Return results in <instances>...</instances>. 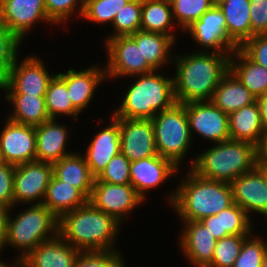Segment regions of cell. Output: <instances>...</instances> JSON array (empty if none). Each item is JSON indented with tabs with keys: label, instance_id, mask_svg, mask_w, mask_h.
Returning <instances> with one entry per match:
<instances>
[{
	"label": "cell",
	"instance_id": "36",
	"mask_svg": "<svg viewBox=\"0 0 267 267\" xmlns=\"http://www.w3.org/2000/svg\"><path fill=\"white\" fill-rule=\"evenodd\" d=\"M142 18V0H131L123 7L116 15L112 27L113 32L109 37H106L107 41L110 38L118 36H130L140 30Z\"/></svg>",
	"mask_w": 267,
	"mask_h": 267
},
{
	"label": "cell",
	"instance_id": "28",
	"mask_svg": "<svg viewBox=\"0 0 267 267\" xmlns=\"http://www.w3.org/2000/svg\"><path fill=\"white\" fill-rule=\"evenodd\" d=\"M256 101V97L229 70L221 79L211 102L229 114Z\"/></svg>",
	"mask_w": 267,
	"mask_h": 267
},
{
	"label": "cell",
	"instance_id": "30",
	"mask_svg": "<svg viewBox=\"0 0 267 267\" xmlns=\"http://www.w3.org/2000/svg\"><path fill=\"white\" fill-rule=\"evenodd\" d=\"M229 70L256 98L267 94V69L250 60L239 48L230 56Z\"/></svg>",
	"mask_w": 267,
	"mask_h": 267
},
{
	"label": "cell",
	"instance_id": "54",
	"mask_svg": "<svg viewBox=\"0 0 267 267\" xmlns=\"http://www.w3.org/2000/svg\"><path fill=\"white\" fill-rule=\"evenodd\" d=\"M7 1H9V0H0V7H1L3 4H5Z\"/></svg>",
	"mask_w": 267,
	"mask_h": 267
},
{
	"label": "cell",
	"instance_id": "53",
	"mask_svg": "<svg viewBox=\"0 0 267 267\" xmlns=\"http://www.w3.org/2000/svg\"><path fill=\"white\" fill-rule=\"evenodd\" d=\"M3 251H4V247L0 244V255H1V252H3ZM4 264H5V262L2 261L1 258H0V267L3 266Z\"/></svg>",
	"mask_w": 267,
	"mask_h": 267
},
{
	"label": "cell",
	"instance_id": "34",
	"mask_svg": "<svg viewBox=\"0 0 267 267\" xmlns=\"http://www.w3.org/2000/svg\"><path fill=\"white\" fill-rule=\"evenodd\" d=\"M69 97L66 83L56 74L45 94L46 109L50 119H58L57 115L58 117L66 115L77 120L80 112L73 106Z\"/></svg>",
	"mask_w": 267,
	"mask_h": 267
},
{
	"label": "cell",
	"instance_id": "51",
	"mask_svg": "<svg viewBox=\"0 0 267 267\" xmlns=\"http://www.w3.org/2000/svg\"><path fill=\"white\" fill-rule=\"evenodd\" d=\"M263 173L267 183V166H257Z\"/></svg>",
	"mask_w": 267,
	"mask_h": 267
},
{
	"label": "cell",
	"instance_id": "37",
	"mask_svg": "<svg viewBox=\"0 0 267 267\" xmlns=\"http://www.w3.org/2000/svg\"><path fill=\"white\" fill-rule=\"evenodd\" d=\"M174 21L181 31L186 30L215 3L213 0H169Z\"/></svg>",
	"mask_w": 267,
	"mask_h": 267
},
{
	"label": "cell",
	"instance_id": "29",
	"mask_svg": "<svg viewBox=\"0 0 267 267\" xmlns=\"http://www.w3.org/2000/svg\"><path fill=\"white\" fill-rule=\"evenodd\" d=\"M130 37L141 47L142 55L154 70L161 71V68L165 67L167 63L169 64V61H173L174 56H172L171 50L176 42L169 36L139 30Z\"/></svg>",
	"mask_w": 267,
	"mask_h": 267
},
{
	"label": "cell",
	"instance_id": "7",
	"mask_svg": "<svg viewBox=\"0 0 267 267\" xmlns=\"http://www.w3.org/2000/svg\"><path fill=\"white\" fill-rule=\"evenodd\" d=\"M151 121L158 155L180 168L193 142L185 105L175 103L171 108L157 113Z\"/></svg>",
	"mask_w": 267,
	"mask_h": 267
},
{
	"label": "cell",
	"instance_id": "21",
	"mask_svg": "<svg viewBox=\"0 0 267 267\" xmlns=\"http://www.w3.org/2000/svg\"><path fill=\"white\" fill-rule=\"evenodd\" d=\"M109 119H111L109 125L98 131L84 154L86 163L95 178L101 174L112 157L120 153L119 122L113 115Z\"/></svg>",
	"mask_w": 267,
	"mask_h": 267
},
{
	"label": "cell",
	"instance_id": "22",
	"mask_svg": "<svg viewBox=\"0 0 267 267\" xmlns=\"http://www.w3.org/2000/svg\"><path fill=\"white\" fill-rule=\"evenodd\" d=\"M80 253V250L57 234L40 243L21 261L27 267H74Z\"/></svg>",
	"mask_w": 267,
	"mask_h": 267
},
{
	"label": "cell",
	"instance_id": "46",
	"mask_svg": "<svg viewBox=\"0 0 267 267\" xmlns=\"http://www.w3.org/2000/svg\"><path fill=\"white\" fill-rule=\"evenodd\" d=\"M251 38L267 33V0H250Z\"/></svg>",
	"mask_w": 267,
	"mask_h": 267
},
{
	"label": "cell",
	"instance_id": "26",
	"mask_svg": "<svg viewBox=\"0 0 267 267\" xmlns=\"http://www.w3.org/2000/svg\"><path fill=\"white\" fill-rule=\"evenodd\" d=\"M82 153H71L52 163L53 175L69 185L80 189L88 198L92 193L95 177L92 175Z\"/></svg>",
	"mask_w": 267,
	"mask_h": 267
},
{
	"label": "cell",
	"instance_id": "24",
	"mask_svg": "<svg viewBox=\"0 0 267 267\" xmlns=\"http://www.w3.org/2000/svg\"><path fill=\"white\" fill-rule=\"evenodd\" d=\"M200 221L217 240L229 235H251L254 233L253 221L236 203L223 209L218 214L207 216Z\"/></svg>",
	"mask_w": 267,
	"mask_h": 267
},
{
	"label": "cell",
	"instance_id": "27",
	"mask_svg": "<svg viewBox=\"0 0 267 267\" xmlns=\"http://www.w3.org/2000/svg\"><path fill=\"white\" fill-rule=\"evenodd\" d=\"M88 202L89 198L80 189L52 175L42 204L59 219L64 213Z\"/></svg>",
	"mask_w": 267,
	"mask_h": 267
},
{
	"label": "cell",
	"instance_id": "38",
	"mask_svg": "<svg viewBox=\"0 0 267 267\" xmlns=\"http://www.w3.org/2000/svg\"><path fill=\"white\" fill-rule=\"evenodd\" d=\"M131 0H86L82 19L98 24L112 25L118 12Z\"/></svg>",
	"mask_w": 267,
	"mask_h": 267
},
{
	"label": "cell",
	"instance_id": "55",
	"mask_svg": "<svg viewBox=\"0 0 267 267\" xmlns=\"http://www.w3.org/2000/svg\"><path fill=\"white\" fill-rule=\"evenodd\" d=\"M221 0H213L215 4L219 3Z\"/></svg>",
	"mask_w": 267,
	"mask_h": 267
},
{
	"label": "cell",
	"instance_id": "19",
	"mask_svg": "<svg viewBox=\"0 0 267 267\" xmlns=\"http://www.w3.org/2000/svg\"><path fill=\"white\" fill-rule=\"evenodd\" d=\"M233 202L250 217L254 213L267 218V183L264 173L256 166L238 176L232 183Z\"/></svg>",
	"mask_w": 267,
	"mask_h": 267
},
{
	"label": "cell",
	"instance_id": "10",
	"mask_svg": "<svg viewBox=\"0 0 267 267\" xmlns=\"http://www.w3.org/2000/svg\"><path fill=\"white\" fill-rule=\"evenodd\" d=\"M89 202L123 225L127 215L145 201L131 184H110L95 178Z\"/></svg>",
	"mask_w": 267,
	"mask_h": 267
},
{
	"label": "cell",
	"instance_id": "9",
	"mask_svg": "<svg viewBox=\"0 0 267 267\" xmlns=\"http://www.w3.org/2000/svg\"><path fill=\"white\" fill-rule=\"evenodd\" d=\"M185 32L202 48L198 51L233 53L239 47L229 38L226 20L221 8L214 4L199 20L194 21Z\"/></svg>",
	"mask_w": 267,
	"mask_h": 267
},
{
	"label": "cell",
	"instance_id": "50",
	"mask_svg": "<svg viewBox=\"0 0 267 267\" xmlns=\"http://www.w3.org/2000/svg\"><path fill=\"white\" fill-rule=\"evenodd\" d=\"M8 264L9 262L5 263L4 267H27L21 260L14 261L13 266H11L12 264H9V265Z\"/></svg>",
	"mask_w": 267,
	"mask_h": 267
},
{
	"label": "cell",
	"instance_id": "35",
	"mask_svg": "<svg viewBox=\"0 0 267 267\" xmlns=\"http://www.w3.org/2000/svg\"><path fill=\"white\" fill-rule=\"evenodd\" d=\"M22 41L0 21V89L8 83Z\"/></svg>",
	"mask_w": 267,
	"mask_h": 267
},
{
	"label": "cell",
	"instance_id": "18",
	"mask_svg": "<svg viewBox=\"0 0 267 267\" xmlns=\"http://www.w3.org/2000/svg\"><path fill=\"white\" fill-rule=\"evenodd\" d=\"M180 252L193 267H207L214 255L217 239L201 221H181Z\"/></svg>",
	"mask_w": 267,
	"mask_h": 267
},
{
	"label": "cell",
	"instance_id": "12",
	"mask_svg": "<svg viewBox=\"0 0 267 267\" xmlns=\"http://www.w3.org/2000/svg\"><path fill=\"white\" fill-rule=\"evenodd\" d=\"M52 175L53 167L49 162L35 160L16 165L14 207L24 203L42 204Z\"/></svg>",
	"mask_w": 267,
	"mask_h": 267
},
{
	"label": "cell",
	"instance_id": "5",
	"mask_svg": "<svg viewBox=\"0 0 267 267\" xmlns=\"http://www.w3.org/2000/svg\"><path fill=\"white\" fill-rule=\"evenodd\" d=\"M158 72L133 76L136 80L126 89L120 107L112 115L115 118L151 120L157 113L171 108L176 103L173 77Z\"/></svg>",
	"mask_w": 267,
	"mask_h": 267
},
{
	"label": "cell",
	"instance_id": "33",
	"mask_svg": "<svg viewBox=\"0 0 267 267\" xmlns=\"http://www.w3.org/2000/svg\"><path fill=\"white\" fill-rule=\"evenodd\" d=\"M175 21L169 0H142L140 30L162 33L176 42V34L171 32Z\"/></svg>",
	"mask_w": 267,
	"mask_h": 267
},
{
	"label": "cell",
	"instance_id": "17",
	"mask_svg": "<svg viewBox=\"0 0 267 267\" xmlns=\"http://www.w3.org/2000/svg\"><path fill=\"white\" fill-rule=\"evenodd\" d=\"M179 168L160 155L143 158L130 163V184L145 201L146 192L155 189L176 175Z\"/></svg>",
	"mask_w": 267,
	"mask_h": 267
},
{
	"label": "cell",
	"instance_id": "3",
	"mask_svg": "<svg viewBox=\"0 0 267 267\" xmlns=\"http://www.w3.org/2000/svg\"><path fill=\"white\" fill-rule=\"evenodd\" d=\"M121 226L88 202L59 218L58 234L81 252L111 251L117 250L115 241Z\"/></svg>",
	"mask_w": 267,
	"mask_h": 267
},
{
	"label": "cell",
	"instance_id": "1",
	"mask_svg": "<svg viewBox=\"0 0 267 267\" xmlns=\"http://www.w3.org/2000/svg\"><path fill=\"white\" fill-rule=\"evenodd\" d=\"M231 55L204 51L174 55L176 103L211 101L214 90L229 71Z\"/></svg>",
	"mask_w": 267,
	"mask_h": 267
},
{
	"label": "cell",
	"instance_id": "13",
	"mask_svg": "<svg viewBox=\"0 0 267 267\" xmlns=\"http://www.w3.org/2000/svg\"><path fill=\"white\" fill-rule=\"evenodd\" d=\"M189 121L190 134L220 143L230 139L228 114L211 101L184 103Z\"/></svg>",
	"mask_w": 267,
	"mask_h": 267
},
{
	"label": "cell",
	"instance_id": "48",
	"mask_svg": "<svg viewBox=\"0 0 267 267\" xmlns=\"http://www.w3.org/2000/svg\"><path fill=\"white\" fill-rule=\"evenodd\" d=\"M256 102L259 105L262 125L264 128L265 135L267 134V94L256 98Z\"/></svg>",
	"mask_w": 267,
	"mask_h": 267
},
{
	"label": "cell",
	"instance_id": "42",
	"mask_svg": "<svg viewBox=\"0 0 267 267\" xmlns=\"http://www.w3.org/2000/svg\"><path fill=\"white\" fill-rule=\"evenodd\" d=\"M119 250L81 252L74 267H127Z\"/></svg>",
	"mask_w": 267,
	"mask_h": 267
},
{
	"label": "cell",
	"instance_id": "20",
	"mask_svg": "<svg viewBox=\"0 0 267 267\" xmlns=\"http://www.w3.org/2000/svg\"><path fill=\"white\" fill-rule=\"evenodd\" d=\"M103 67L96 64L80 71L71 68L64 73H57L66 83L69 98L80 113L91 104L100 83L107 81L105 65Z\"/></svg>",
	"mask_w": 267,
	"mask_h": 267
},
{
	"label": "cell",
	"instance_id": "52",
	"mask_svg": "<svg viewBox=\"0 0 267 267\" xmlns=\"http://www.w3.org/2000/svg\"><path fill=\"white\" fill-rule=\"evenodd\" d=\"M262 267H267V250H266L264 258H263Z\"/></svg>",
	"mask_w": 267,
	"mask_h": 267
},
{
	"label": "cell",
	"instance_id": "31",
	"mask_svg": "<svg viewBox=\"0 0 267 267\" xmlns=\"http://www.w3.org/2000/svg\"><path fill=\"white\" fill-rule=\"evenodd\" d=\"M5 99L14 107L7 118L19 124L38 126L50 119L45 96L5 94Z\"/></svg>",
	"mask_w": 267,
	"mask_h": 267
},
{
	"label": "cell",
	"instance_id": "32",
	"mask_svg": "<svg viewBox=\"0 0 267 267\" xmlns=\"http://www.w3.org/2000/svg\"><path fill=\"white\" fill-rule=\"evenodd\" d=\"M217 5L224 13L229 38L240 47L251 38L250 0H221Z\"/></svg>",
	"mask_w": 267,
	"mask_h": 267
},
{
	"label": "cell",
	"instance_id": "8",
	"mask_svg": "<svg viewBox=\"0 0 267 267\" xmlns=\"http://www.w3.org/2000/svg\"><path fill=\"white\" fill-rule=\"evenodd\" d=\"M106 78H121L149 74L155 71L142 55L141 47L130 36H118L105 41Z\"/></svg>",
	"mask_w": 267,
	"mask_h": 267
},
{
	"label": "cell",
	"instance_id": "40",
	"mask_svg": "<svg viewBox=\"0 0 267 267\" xmlns=\"http://www.w3.org/2000/svg\"><path fill=\"white\" fill-rule=\"evenodd\" d=\"M267 243L260 236L251 234L242 246L233 267H262Z\"/></svg>",
	"mask_w": 267,
	"mask_h": 267
},
{
	"label": "cell",
	"instance_id": "47",
	"mask_svg": "<svg viewBox=\"0 0 267 267\" xmlns=\"http://www.w3.org/2000/svg\"><path fill=\"white\" fill-rule=\"evenodd\" d=\"M13 210L11 207L0 204V244L4 247L5 237L7 233V224L9 213Z\"/></svg>",
	"mask_w": 267,
	"mask_h": 267
},
{
	"label": "cell",
	"instance_id": "45",
	"mask_svg": "<svg viewBox=\"0 0 267 267\" xmlns=\"http://www.w3.org/2000/svg\"><path fill=\"white\" fill-rule=\"evenodd\" d=\"M16 165L0 163V204L14 209V173Z\"/></svg>",
	"mask_w": 267,
	"mask_h": 267
},
{
	"label": "cell",
	"instance_id": "43",
	"mask_svg": "<svg viewBox=\"0 0 267 267\" xmlns=\"http://www.w3.org/2000/svg\"><path fill=\"white\" fill-rule=\"evenodd\" d=\"M130 163L120 152L118 155L112 157L96 179L110 184H130Z\"/></svg>",
	"mask_w": 267,
	"mask_h": 267
},
{
	"label": "cell",
	"instance_id": "39",
	"mask_svg": "<svg viewBox=\"0 0 267 267\" xmlns=\"http://www.w3.org/2000/svg\"><path fill=\"white\" fill-rule=\"evenodd\" d=\"M250 235H229L217 240L212 262L207 267H233L244 241Z\"/></svg>",
	"mask_w": 267,
	"mask_h": 267
},
{
	"label": "cell",
	"instance_id": "49",
	"mask_svg": "<svg viewBox=\"0 0 267 267\" xmlns=\"http://www.w3.org/2000/svg\"><path fill=\"white\" fill-rule=\"evenodd\" d=\"M257 166H267V134L263 137L262 143L258 147Z\"/></svg>",
	"mask_w": 267,
	"mask_h": 267
},
{
	"label": "cell",
	"instance_id": "11",
	"mask_svg": "<svg viewBox=\"0 0 267 267\" xmlns=\"http://www.w3.org/2000/svg\"><path fill=\"white\" fill-rule=\"evenodd\" d=\"M19 60L16 58L11 67L8 83L3 87L4 93L45 96L56 73L51 74L39 56L29 55L22 61Z\"/></svg>",
	"mask_w": 267,
	"mask_h": 267
},
{
	"label": "cell",
	"instance_id": "25",
	"mask_svg": "<svg viewBox=\"0 0 267 267\" xmlns=\"http://www.w3.org/2000/svg\"><path fill=\"white\" fill-rule=\"evenodd\" d=\"M231 140L247 141L259 147L265 136L258 103L244 106L228 114Z\"/></svg>",
	"mask_w": 267,
	"mask_h": 267
},
{
	"label": "cell",
	"instance_id": "41",
	"mask_svg": "<svg viewBox=\"0 0 267 267\" xmlns=\"http://www.w3.org/2000/svg\"><path fill=\"white\" fill-rule=\"evenodd\" d=\"M45 7L49 20L53 25L59 26L58 24L63 25L70 20L75 13L79 18L82 17L84 0H45Z\"/></svg>",
	"mask_w": 267,
	"mask_h": 267
},
{
	"label": "cell",
	"instance_id": "14",
	"mask_svg": "<svg viewBox=\"0 0 267 267\" xmlns=\"http://www.w3.org/2000/svg\"><path fill=\"white\" fill-rule=\"evenodd\" d=\"M0 156L3 163L19 165L36 160L35 126L6 119L0 131Z\"/></svg>",
	"mask_w": 267,
	"mask_h": 267
},
{
	"label": "cell",
	"instance_id": "6",
	"mask_svg": "<svg viewBox=\"0 0 267 267\" xmlns=\"http://www.w3.org/2000/svg\"><path fill=\"white\" fill-rule=\"evenodd\" d=\"M11 215L9 213L4 247L21 252L13 260H22L40 243L58 234L59 219L44 204H31L15 218Z\"/></svg>",
	"mask_w": 267,
	"mask_h": 267
},
{
	"label": "cell",
	"instance_id": "16",
	"mask_svg": "<svg viewBox=\"0 0 267 267\" xmlns=\"http://www.w3.org/2000/svg\"><path fill=\"white\" fill-rule=\"evenodd\" d=\"M0 21L21 41L36 22L53 24L47 16L45 0H9L0 7Z\"/></svg>",
	"mask_w": 267,
	"mask_h": 267
},
{
	"label": "cell",
	"instance_id": "4",
	"mask_svg": "<svg viewBox=\"0 0 267 267\" xmlns=\"http://www.w3.org/2000/svg\"><path fill=\"white\" fill-rule=\"evenodd\" d=\"M258 163V147L247 141L214 143L190 162V169L206 179L231 184L238 176L253 170Z\"/></svg>",
	"mask_w": 267,
	"mask_h": 267
},
{
	"label": "cell",
	"instance_id": "15",
	"mask_svg": "<svg viewBox=\"0 0 267 267\" xmlns=\"http://www.w3.org/2000/svg\"><path fill=\"white\" fill-rule=\"evenodd\" d=\"M116 119L120 129V152L130 162L158 155L151 120Z\"/></svg>",
	"mask_w": 267,
	"mask_h": 267
},
{
	"label": "cell",
	"instance_id": "44",
	"mask_svg": "<svg viewBox=\"0 0 267 267\" xmlns=\"http://www.w3.org/2000/svg\"><path fill=\"white\" fill-rule=\"evenodd\" d=\"M239 49L253 62L267 69V33L254 35Z\"/></svg>",
	"mask_w": 267,
	"mask_h": 267
},
{
	"label": "cell",
	"instance_id": "2",
	"mask_svg": "<svg viewBox=\"0 0 267 267\" xmlns=\"http://www.w3.org/2000/svg\"><path fill=\"white\" fill-rule=\"evenodd\" d=\"M187 171L167 198L180 221H200L234 203L231 184L203 178L190 168Z\"/></svg>",
	"mask_w": 267,
	"mask_h": 267
},
{
	"label": "cell",
	"instance_id": "23",
	"mask_svg": "<svg viewBox=\"0 0 267 267\" xmlns=\"http://www.w3.org/2000/svg\"><path fill=\"white\" fill-rule=\"evenodd\" d=\"M56 120L49 119L35 126L36 161L54 163L73 153L66 151L67 141L70 140L68 139L69 130Z\"/></svg>",
	"mask_w": 267,
	"mask_h": 267
}]
</instances>
